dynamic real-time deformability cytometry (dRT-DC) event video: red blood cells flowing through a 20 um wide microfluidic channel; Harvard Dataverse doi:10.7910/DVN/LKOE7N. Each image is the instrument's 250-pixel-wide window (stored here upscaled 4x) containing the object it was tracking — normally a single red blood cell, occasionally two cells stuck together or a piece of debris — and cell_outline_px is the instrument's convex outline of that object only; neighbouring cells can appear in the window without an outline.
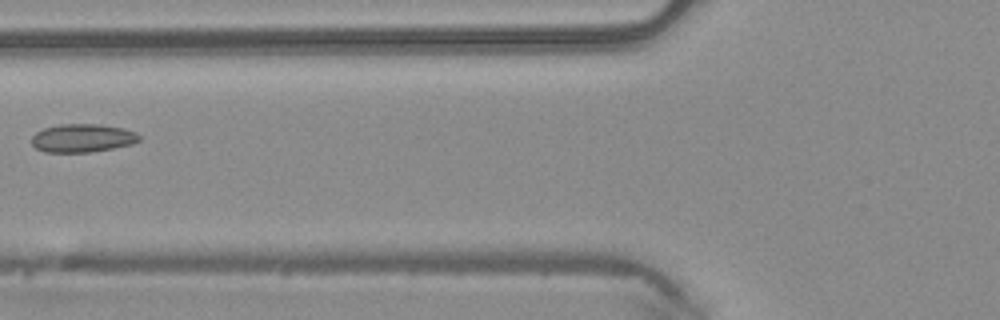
{"species": "common noctule bat (a hibernating species)", "species_latin": "Nyctalus noctula", "temperature_condition": "warm", "stored_images_in_passage": 5, "camera_frame_rate_fps": 3000, "um_per_image_px": 0.085, "animal": {"sex": "male", "body_mass_g": 20.4}, "frame": {"image": 1, "passage_image": 5, "time_ms": 1.333, "image_size_px": [1000, 320], "cell_outline_px": [[140, 140], [132, 144], [112, 148], [88, 152], [44, 152], [36, 148], [32, 144], [32, 136], [36, 132], [44, 128], [60, 124], [100, 124], [124, 128], [136, 132], [140, 136]], "centroid_in_image_um": [7.01, 11.73], "position_along_channel_um": 118.8, "area_um2": 17.74}}